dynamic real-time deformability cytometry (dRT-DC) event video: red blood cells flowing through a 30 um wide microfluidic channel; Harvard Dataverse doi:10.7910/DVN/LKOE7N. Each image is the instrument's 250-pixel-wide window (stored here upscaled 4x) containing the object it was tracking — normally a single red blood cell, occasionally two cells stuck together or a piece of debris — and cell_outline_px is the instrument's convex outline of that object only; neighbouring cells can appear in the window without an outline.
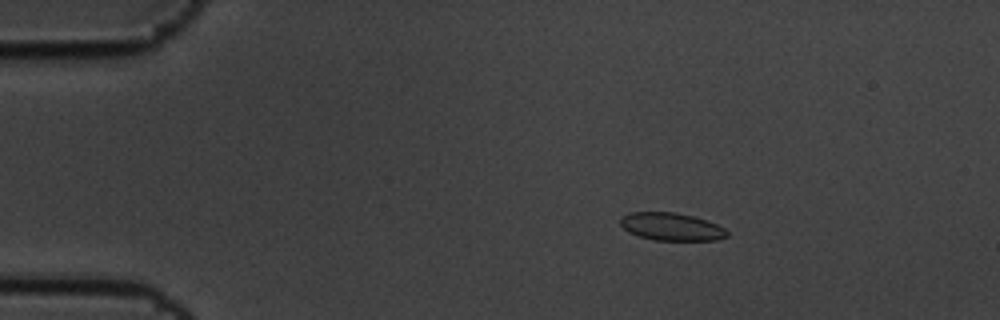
{"species": "common noctule bat (a hibernating species)", "species_latin": "Nyctalus noctula", "temperature_condition": "cold", "stored_images_in_passage": 12, "camera_frame_rate_fps": 3000, "um_per_image_px": 0.085, "animal": {"sex": "male", "body_mass_g": 19.5, "forearm_length_mm": 54.6}, "frame": {"image": 1, "passage_image": 3, "time_ms": 0.667, "image_size_px": [1000, 320], "cell_outline_px": [[728, 236], [716, 240], [652, 240], [628, 232], [620, 224], [620, 216], [628, 212], [676, 212], [708, 220], [724, 228], [728, 232]], "centroid_in_image_um": [57.05, 19.26], "position_along_channel_um": 28.0, "area_um2": 17.34}}
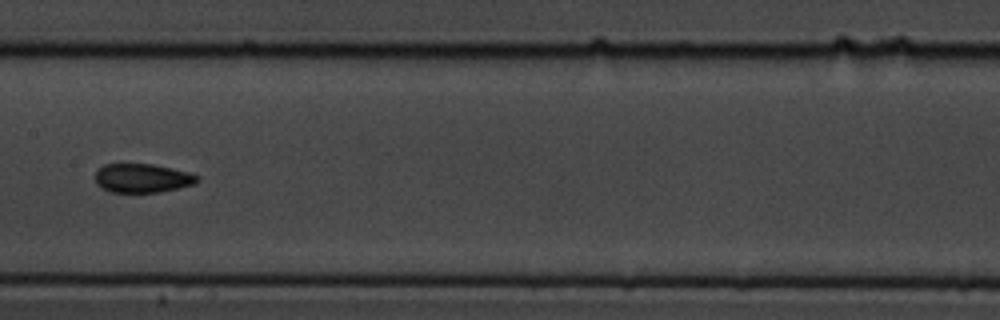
{"frame": {"image": 2, "passage_image": 8, "time_ms": 2.333, "image_size_px": [1000, 320], "cell_outline_px": [[200, 180], [196, 184], [180, 188], [160, 192], [112, 192], [96, 184], [96, 168], [104, 164], [152, 164], [172, 168], [188, 172], [200, 176]], "centroid_in_image_um": [12.13, 15.14], "position_along_channel_um": 195.3, "area_um2": 17.34}}
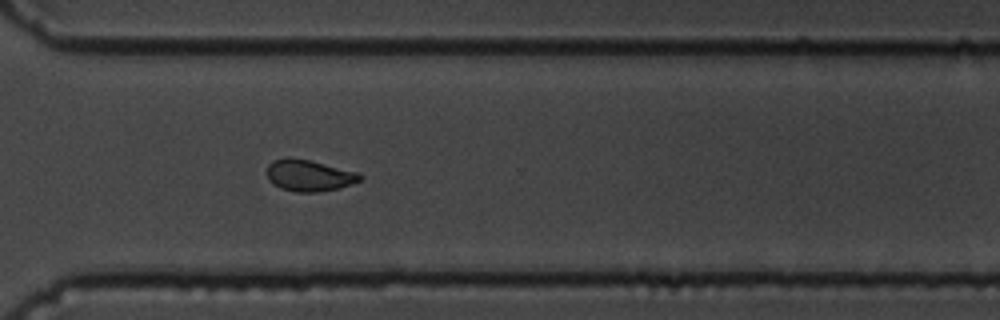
{"frame": {"image": 3, "passage_image": 12, "time_ms": 3.667, "image_size_px": [1000, 320], "cell_outline_px": [[364, 180], [340, 188], [316, 192], [296, 192], [280, 188], [272, 184], [268, 180], [268, 164], [272, 160], [288, 156], [308, 160], [356, 172], [364, 176]], "centroid_in_image_um": [26.26, 14.92], "position_along_channel_um": 344.3, "area_um2": 17.17}}